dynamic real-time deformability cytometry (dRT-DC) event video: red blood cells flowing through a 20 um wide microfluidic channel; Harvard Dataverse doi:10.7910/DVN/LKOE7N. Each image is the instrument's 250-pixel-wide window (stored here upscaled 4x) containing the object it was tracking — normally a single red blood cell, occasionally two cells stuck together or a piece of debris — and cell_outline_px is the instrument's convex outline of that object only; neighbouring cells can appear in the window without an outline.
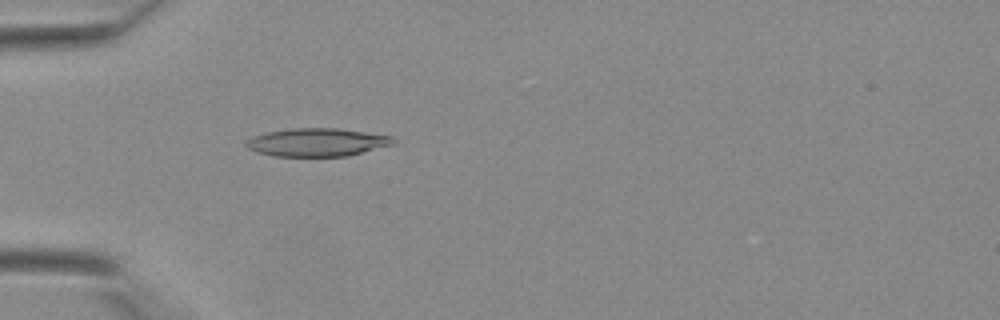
{"species": "Egyptian fruit bat (a non-hibernating species)", "species_latin": "Rousettus aegyptiacus", "temperature_condition": "warm", "stored_images_in_passage": 35, "camera_frame_rate_fps": 3000, "um_per_image_px": 0.085, "animal": {"sex": "female"}, "frame": {"image": 1, "passage_image": 7, "time_ms": 2.0, "image_size_px": [1000, 320], "cell_outline_px": [[396, 140], [392, 144], [348, 156], [272, 156], [256, 152], [248, 148], [244, 144], [252, 136], [268, 132], [292, 128], [336, 128], [392, 136]], "centroid_in_image_um": [26.91, 12.1], "position_along_channel_um": 58.1, "area_um2": 23.93}}
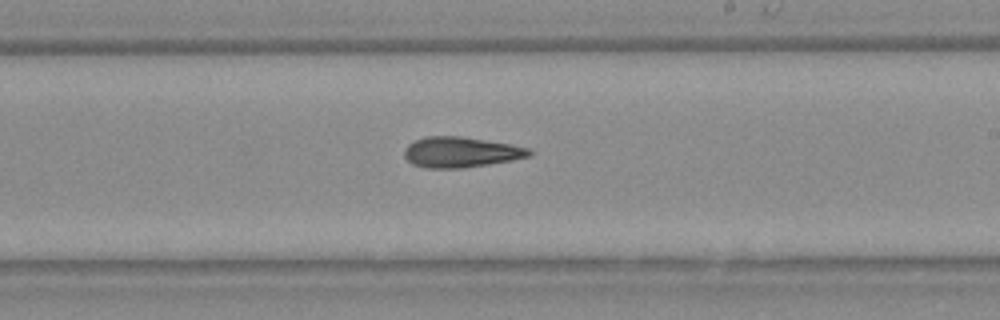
{"frame": {"image": 2, "passage_image": 19, "time_ms": 6.0, "image_size_px": [1000, 320], "cell_outline_px": [[532, 156], [512, 160], [488, 164], [460, 168], [428, 168], [412, 164], [404, 156], [404, 148], [408, 144], [424, 136], [460, 136], [508, 144], [528, 148], [532, 152]], "centroid_in_image_um": [39.14, 12.93], "position_along_channel_um": 249.9, "area_um2": 22.02}}
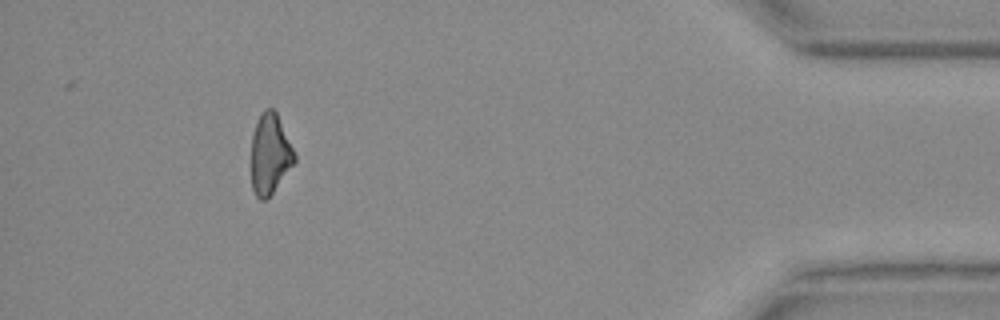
{"frame": {"image": 3, "passage_image": 32, "time_ms": 10.333, "image_size_px": [1000, 320], "cell_outline_px": [[296, 160], [272, 192], [264, 200], [260, 200], [256, 196], [252, 188], [252, 136], [260, 112], [264, 108], [272, 108], [276, 112], [296, 156]], "centroid_in_image_um": [22.93, 13.07], "position_along_channel_um": 412.3, "area_um2": 19.77}}